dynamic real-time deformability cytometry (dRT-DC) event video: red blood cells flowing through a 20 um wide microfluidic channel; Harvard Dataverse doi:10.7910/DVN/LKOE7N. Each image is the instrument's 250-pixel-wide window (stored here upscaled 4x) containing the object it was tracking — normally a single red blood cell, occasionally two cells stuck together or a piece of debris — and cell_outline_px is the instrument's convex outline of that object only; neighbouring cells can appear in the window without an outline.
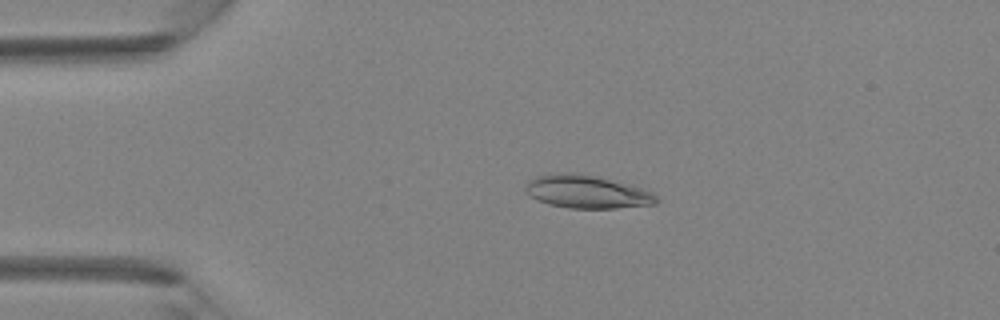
{"species": "Egyptian fruit bat (a non-hibernating species)", "species_latin": "Rousettus aegyptiacus", "temperature_condition": "room temperature", "stored_images_in_passage": 42, "camera_frame_rate_fps": 3000, "um_per_image_px": 0.085, "animal": {"sex": "female"}, "frame": {"image": 1, "passage_image": 9, "time_ms": 2.667, "image_size_px": [1000, 320], "cell_outline_px": [[660, 200], [656, 204], [616, 208], [568, 208], [548, 204], [536, 200], [524, 192], [524, 184], [528, 180], [536, 176], [564, 172], [572, 172], [596, 176], [640, 188], [652, 192]], "centroid_in_image_um": [49.82, 16.3], "position_along_channel_um": 35.2, "area_um2": 25.26}}
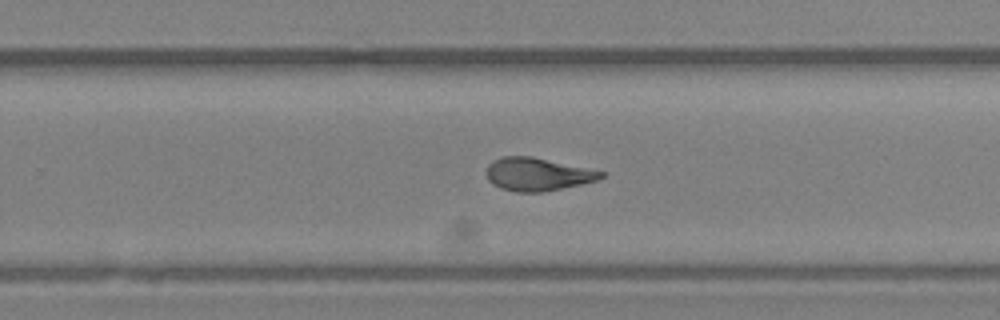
{"frame": {"image": 2, "passage_image": 27, "time_ms": 8.667, "image_size_px": [1000, 320], "cell_outline_px": [[604, 176], [596, 180], [580, 184], [544, 192], [516, 192], [500, 188], [492, 184], [488, 180], [488, 164], [492, 160], [504, 156], [532, 156], [604, 172]], "centroid_in_image_um": [45.65, 14.81], "position_along_channel_um": 284.2, "area_um2": 21.79}}
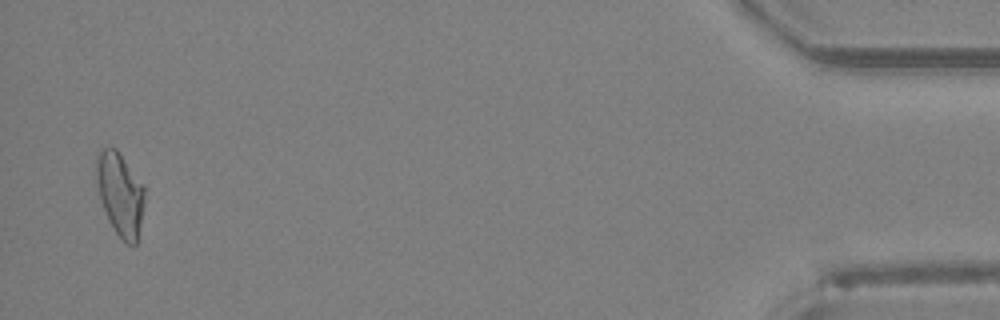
{"frame": {"image": 3, "passage_image": 41, "time_ms": 13.333, "image_size_px": [1000, 320], "cell_outline_px": [[144, 204], [136, 244], [132, 248], [124, 244], [108, 220], [100, 196], [96, 180], [96, 152], [104, 148], [116, 148], [120, 152], [144, 184]], "centroid_in_image_um": [10.22, 16.49], "position_along_channel_um": 425.0, "area_um2": 23.58}}